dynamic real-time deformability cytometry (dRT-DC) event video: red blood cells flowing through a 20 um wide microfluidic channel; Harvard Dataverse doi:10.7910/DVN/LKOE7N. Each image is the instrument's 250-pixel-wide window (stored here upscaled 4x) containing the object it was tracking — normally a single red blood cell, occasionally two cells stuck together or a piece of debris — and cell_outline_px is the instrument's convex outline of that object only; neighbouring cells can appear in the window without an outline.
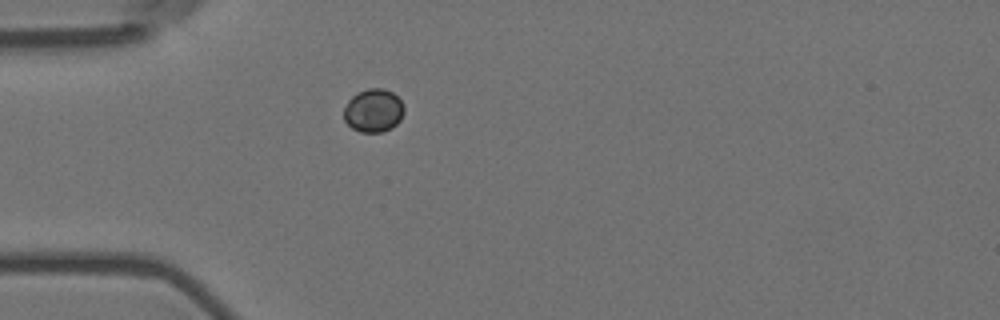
{"species": "Egyptian fruit bat (a non-hibernating species)", "species_latin": "Rousettus aegyptiacus", "temperature_condition": "room temperature", "stored_images_in_passage": 1, "camera_frame_rate_fps": 3000, "um_per_image_px": 0.085, "animal": {"sex": "female"}, "frame": {"image": 1, "passage_image": 1, "time_ms": 0.0, "image_size_px": [1000, 320], "cell_outline_px": [[404, 112], [400, 120], [392, 128], [380, 132], [360, 132], [352, 128], [344, 120], [344, 108], [348, 100], [356, 92], [368, 88], [384, 88], [392, 92], [404, 104]], "centroid_in_image_um": [31.74, 9.38], "position_along_channel_um": 53.3, "area_um2": 15.32}}